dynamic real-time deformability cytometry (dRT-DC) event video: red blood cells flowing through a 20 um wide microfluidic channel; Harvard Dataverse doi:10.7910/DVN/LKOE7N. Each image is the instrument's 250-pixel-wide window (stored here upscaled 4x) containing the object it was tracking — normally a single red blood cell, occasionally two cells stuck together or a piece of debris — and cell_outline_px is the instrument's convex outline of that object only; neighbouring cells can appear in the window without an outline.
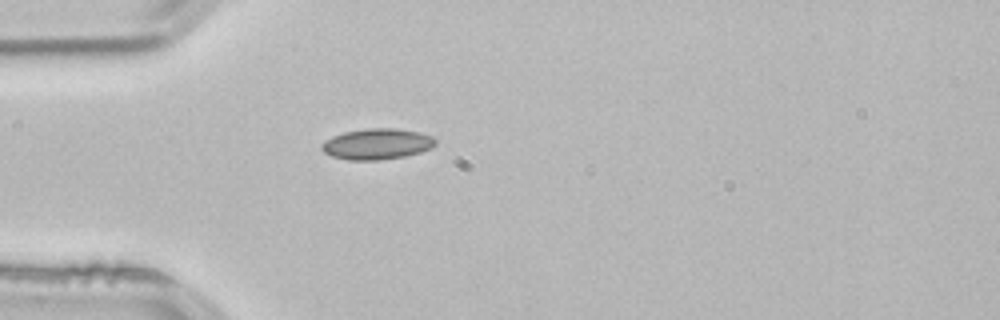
{"species": "common noctule bat (a hibernating species)", "species_latin": "Nyctalus noctula", "temperature_condition": "room temperature", "stored_images_in_passage": 44, "camera_frame_rate_fps": 3000, "um_per_image_px": 0.085, "animal": {"sex": "male", "body_mass_g": 21.5, "forearm_length_mm": 52.0}, "frame": {"image": 1, "passage_image": 10, "time_ms": 3.0, "image_size_px": [1000, 320], "cell_outline_px": [[436, 144], [432, 148], [420, 152], [404, 156], [376, 160], [348, 160], [332, 156], [324, 152], [320, 148], [320, 144], [324, 140], [332, 136], [344, 132], [368, 128], [396, 128], [420, 132], [432, 136], [436, 140]], "centroid_in_image_um": [32.03, 12.23], "position_along_channel_um": 53.0, "area_um2": 20.58}}
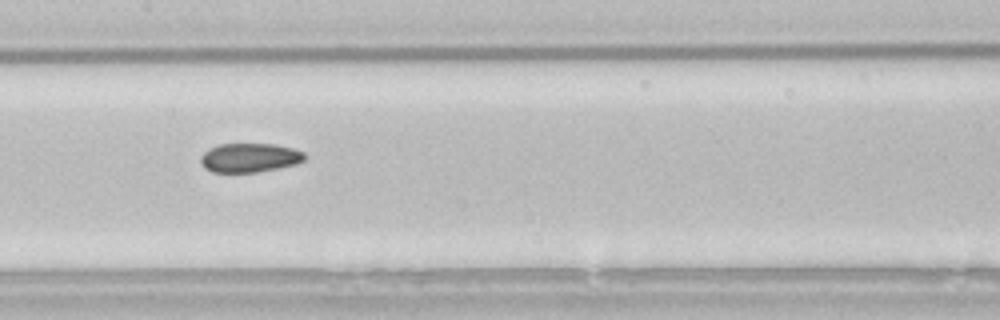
{"frame": {"image": 2, "passage_image": 21, "time_ms": 6.667, "image_size_px": [1000, 320], "cell_outline_px": [[304, 160], [296, 164], [256, 172], [212, 172], [204, 168], [200, 164], [200, 156], [208, 148], [220, 144], [272, 144], [292, 148], [304, 152]], "centroid_in_image_um": [21.16, 13.4], "position_along_channel_um": 186.2, "area_um2": 17.57}}
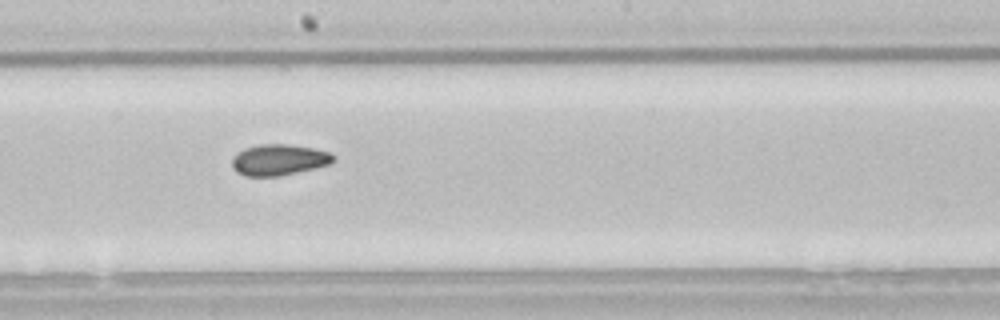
{"frame": {"image": 3, "passage_image": 24, "time_ms": 7.667, "image_size_px": [1000, 320], "cell_outline_px": [[336, 160], [328, 164], [280, 176], [244, 176], [236, 172], [232, 168], [232, 156], [244, 148], [260, 144], [288, 144], [312, 148], [328, 152], [336, 156]], "centroid_in_image_um": [23.66, 13.58], "position_along_channel_um": 224.5, "area_um2": 18.32}, "authors_computed_cell_mechanics": {"area_um2": 18.2937, "velocity_mm_per_s": 3.8325, "shape_relaxation_time_tau1_ms": null, "shape_relaxation_time_tau2_ms": 3.9113, "deformation_change_tau1": null, "deformation_change_tau2": 0.0773}}